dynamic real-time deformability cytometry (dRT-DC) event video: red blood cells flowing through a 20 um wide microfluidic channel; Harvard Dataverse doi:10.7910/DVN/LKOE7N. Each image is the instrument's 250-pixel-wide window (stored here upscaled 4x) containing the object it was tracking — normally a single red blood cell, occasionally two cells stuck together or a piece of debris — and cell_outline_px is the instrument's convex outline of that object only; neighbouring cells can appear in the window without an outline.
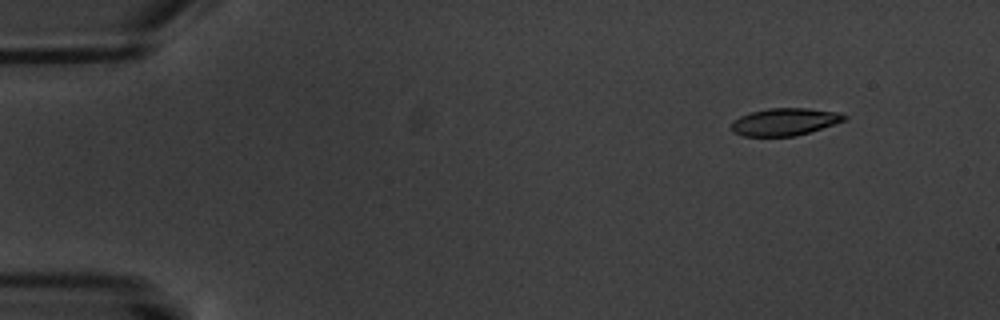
{"species": "common noctule bat (a hibernating species)", "species_latin": "Nyctalus noctula", "temperature_condition": "warm", "stored_images_in_passage": 10, "camera_frame_rate_fps": 3000, "um_per_image_px": 0.085, "animal": {"sex": "male", "body_mass_g": 20.1, "forearm_length_mm": 53.5}, "frame": {"image": 1, "passage_image": 2, "time_ms": 1.333, "image_size_px": [1000, 320], "cell_outline_px": [[848, 120], [808, 132], [792, 136], [744, 136], [732, 132], [732, 124], [740, 116], [752, 112], [768, 108], [808, 108], [840, 112], [848, 116]], "centroid_in_image_um": [66.75, 10.34], "position_along_channel_um": 18.2, "area_um2": 17.92}}
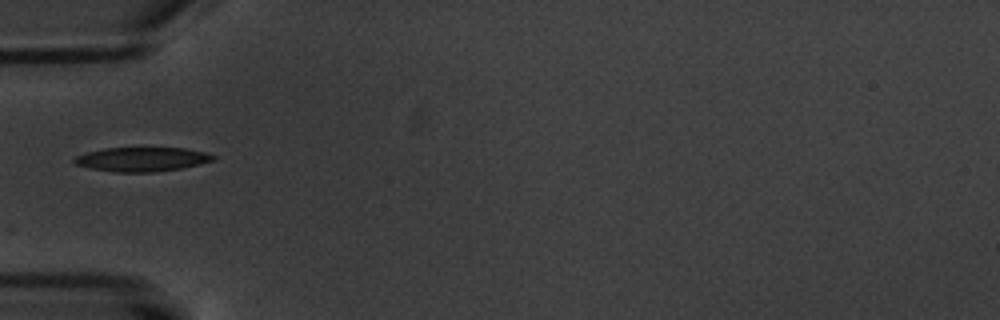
{"frame": {"image": 2, "passage_image": 6, "time_ms": 6.0, "image_size_px": [1000, 320], "cell_outline_px": [[216, 160], [184, 168], [152, 172], [116, 172], [88, 168], [76, 164], [72, 160], [76, 156], [88, 152], [104, 148], [184, 148], [204, 152], [216, 156]], "centroid_in_image_um": [12.08, 13.54], "position_along_channel_um": 72.9, "area_um2": 19.59}}